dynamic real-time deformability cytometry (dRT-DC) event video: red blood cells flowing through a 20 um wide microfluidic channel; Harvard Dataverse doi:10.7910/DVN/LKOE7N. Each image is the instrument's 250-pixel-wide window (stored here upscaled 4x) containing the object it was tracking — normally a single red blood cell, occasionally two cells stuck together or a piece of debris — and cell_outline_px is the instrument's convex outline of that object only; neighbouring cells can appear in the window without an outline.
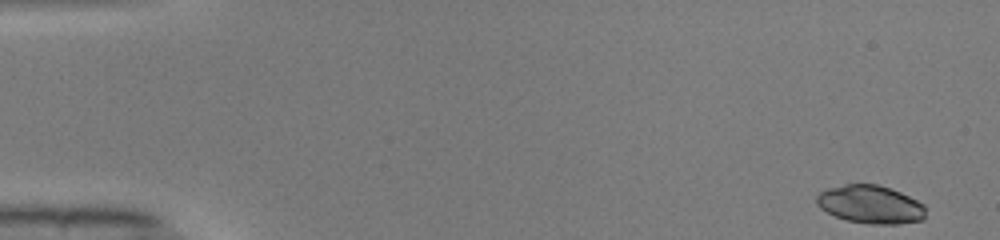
{"species": "common noctule bat (a hibernating species)", "species_latin": "Nyctalus noctula", "temperature_condition": "warm", "stored_images_in_passage": 49, "camera_frame_rate_fps": 3000, "um_per_image_px": 0.085, "animal": {"sex": "male", "body_mass_g": 19.0, "forearm_length_mm": 50.8}, "frame": {"image": 1, "passage_image": 1, "time_ms": 0.0, "image_size_px": [1000, 240], "cell_outline_px": [[924, 220], [896, 224], [872, 224], [848, 220], [836, 216], [820, 208], [816, 204], [816, 196], [820, 192], [828, 188], [844, 184], [876, 184], [900, 192], [924, 204]], "centroid_in_image_um": [73.97, 17.37], "position_along_channel_um": 11.0, "area_um2": 24.04}}
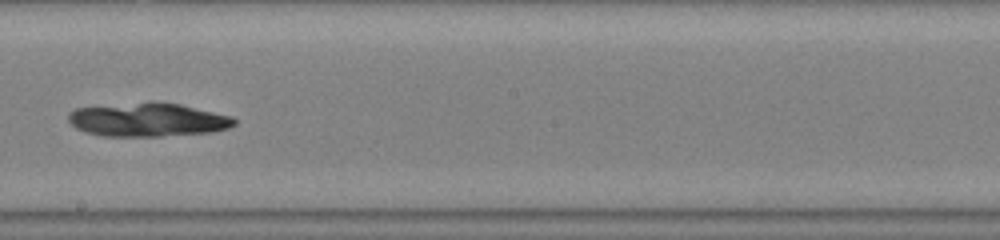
{"frame": {"image": 2, "passage_image": 28, "time_ms": 9.0, "image_size_px": [1000, 240], "cell_outline_px": [[236, 124], [228, 128], [212, 132], [160, 136], [100, 136], [76, 128], [68, 120], [68, 112], [76, 108], [140, 104], [180, 104], [232, 116], [236, 120]], "centroid_in_image_um": [12.6, 10.22], "position_along_channel_um": 235.6, "area_um2": 31.5}}
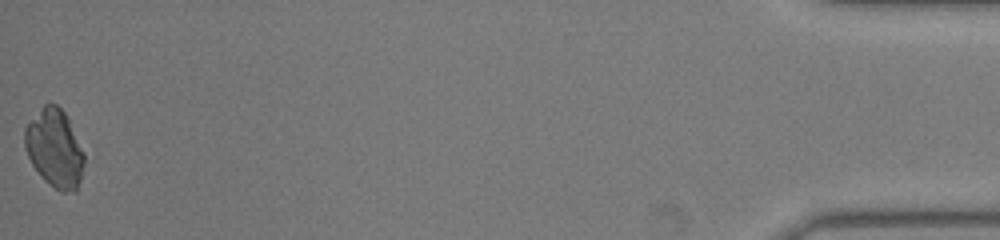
{"frame": {"image": 3, "passage_image": 49, "time_ms": 16.0, "image_size_px": [1000, 240], "cell_outline_px": [[84, 164], [80, 180], [76, 192], [60, 192], [44, 180], [40, 176], [32, 164], [24, 148], [24, 128], [44, 104], [56, 104], [68, 116], [84, 152]], "centroid_in_image_um": [4.65, 12.62], "position_along_channel_um": 430.6, "area_um2": 27.22}}